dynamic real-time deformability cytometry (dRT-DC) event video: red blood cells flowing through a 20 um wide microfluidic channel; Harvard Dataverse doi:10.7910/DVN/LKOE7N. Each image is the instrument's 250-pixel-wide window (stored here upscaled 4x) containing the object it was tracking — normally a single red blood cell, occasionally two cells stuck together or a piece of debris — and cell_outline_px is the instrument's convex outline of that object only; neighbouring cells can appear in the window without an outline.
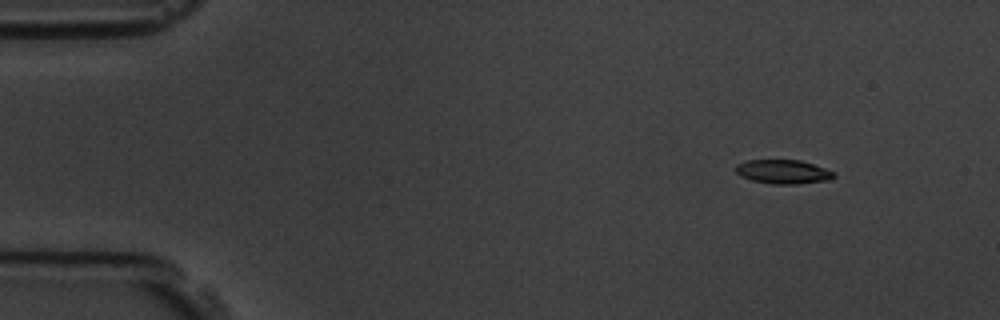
{"species": "common noctule bat (a hibernating species)", "species_latin": "Nyctalus noctula", "temperature_condition": "room temperature", "stored_images_in_passage": 4, "camera_frame_rate_fps": 3000, "um_per_image_px": 0.085, "animal": {"sex": "male", "body_mass_g": 19.5, "forearm_length_mm": 54.6}, "frame": {"image": 1, "passage_image": 1, "time_ms": 0.0, "image_size_px": [1000, 320], "cell_outline_px": [[836, 176], [828, 180], [796, 184], [772, 184], [752, 180], [740, 176], [736, 172], [736, 164], [744, 160], [800, 160], [836, 172]], "centroid_in_image_um": [66.55, 14.6], "position_along_channel_um": 18.4, "area_um2": 13.76}}
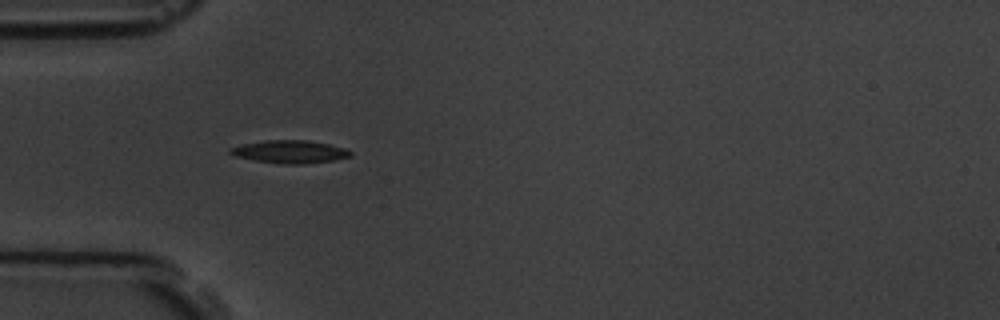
{"frame": {"image": 2, "passage_image": 4, "time_ms": 3.667, "image_size_px": [1000, 320], "cell_outline_px": [[352, 156], [332, 160], [304, 164], [280, 164], [256, 160], [236, 156], [228, 152], [228, 148], [240, 144], [268, 140], [308, 140], [328, 144], [344, 148], [352, 152]], "centroid_in_image_um": [24.61, 12.89], "position_along_channel_um": 60.4, "area_um2": 15.95}}